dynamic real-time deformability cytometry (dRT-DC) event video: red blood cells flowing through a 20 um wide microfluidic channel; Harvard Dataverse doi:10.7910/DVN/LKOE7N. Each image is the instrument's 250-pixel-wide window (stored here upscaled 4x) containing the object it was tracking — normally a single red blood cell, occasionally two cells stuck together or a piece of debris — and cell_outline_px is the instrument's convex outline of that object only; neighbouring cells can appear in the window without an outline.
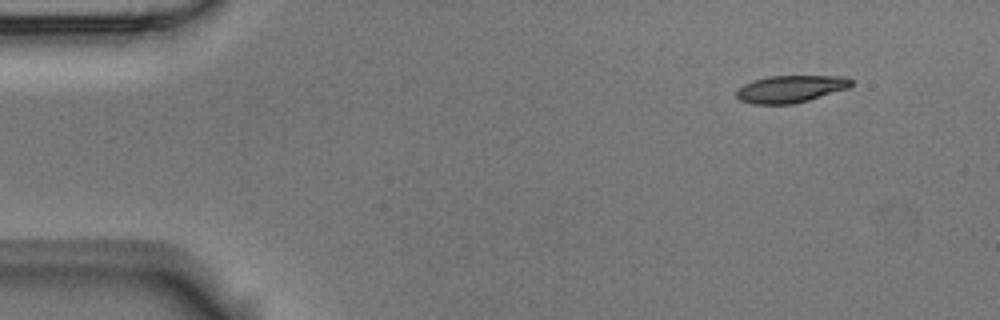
{"species": "Egyptian fruit bat (a non-hibernating species)", "species_latin": "Rousettus aegyptiacus", "temperature_condition": "room temperature", "stored_images_in_passage": 4, "camera_frame_rate_fps": 3000, "um_per_image_px": 0.085, "animal": {"sex": "male"}, "frame": {"image": 1, "passage_image": 1, "time_ms": 0.0, "image_size_px": [1000, 320], "cell_outline_px": [[852, 84], [848, 88], [796, 104], [752, 104], [740, 100], [736, 96], [736, 88], [744, 84], [768, 76], [848, 76], [852, 80]], "centroid_in_image_um": [67.19, 7.56], "position_along_channel_um": 17.8, "area_um2": 18.26}}
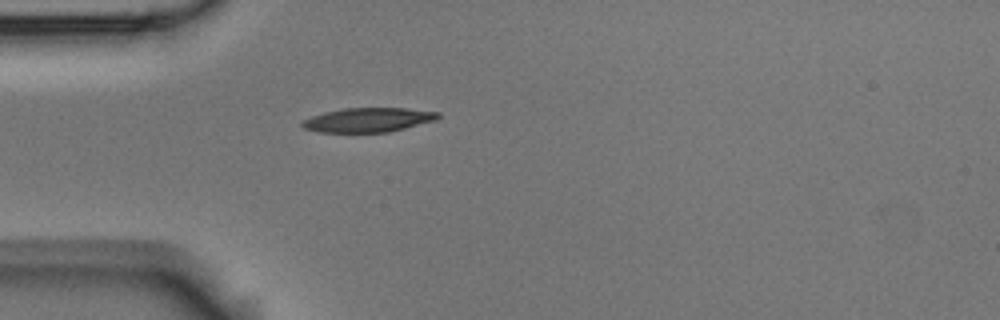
{"frame": {"image": 2, "passage_image": 4, "time_ms": 1.0, "image_size_px": [1000, 320], "cell_outline_px": [[440, 116], [436, 120], [388, 132], [320, 132], [304, 128], [300, 124], [300, 120], [324, 112], [344, 108], [408, 108], [440, 112]], "centroid_in_image_um": [31.28, 10.18], "position_along_channel_um": 53.7, "area_um2": 19.25}}